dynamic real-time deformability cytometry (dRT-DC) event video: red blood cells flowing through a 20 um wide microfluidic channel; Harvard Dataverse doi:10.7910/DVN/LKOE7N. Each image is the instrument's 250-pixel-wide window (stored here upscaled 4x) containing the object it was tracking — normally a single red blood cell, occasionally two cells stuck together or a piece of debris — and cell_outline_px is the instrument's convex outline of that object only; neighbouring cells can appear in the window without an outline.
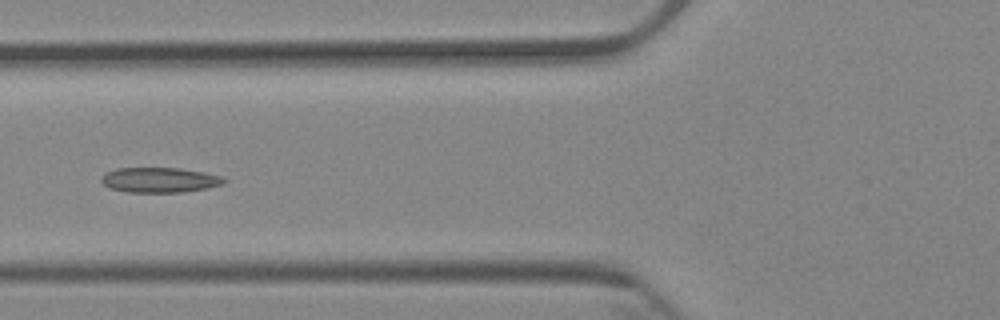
{"species": "Egyptian fruit bat (a non-hibernating species)", "species_latin": "Rousettus aegyptiacus", "temperature_condition": "cold", "stored_images_in_passage": 8, "camera_frame_rate_fps": 3000, "um_per_image_px": 0.085, "animal": {"sex": "female"}, "frame": {"image": 1, "passage_image": 6, "time_ms": 6.667, "image_size_px": [1000, 320], "cell_outline_px": [[228, 180], [220, 184], [208, 188], [184, 192], [128, 192], [108, 188], [100, 180], [100, 176], [116, 168], [180, 168], [204, 172], [220, 176]], "centroid_in_image_um": [13.54, 15.3], "position_along_channel_um": 112.3, "area_um2": 17.92}}
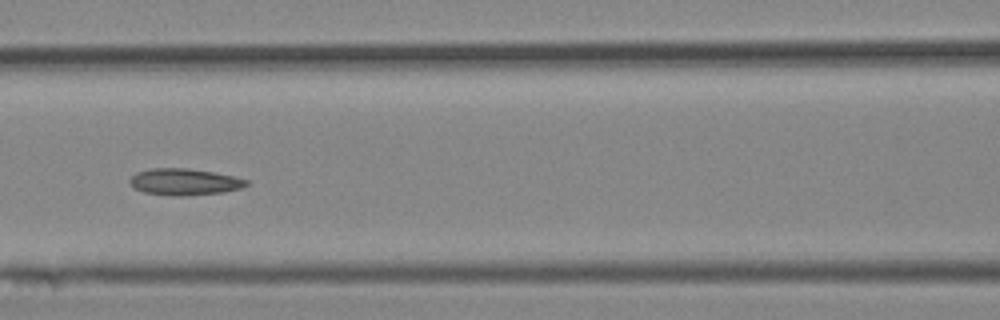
{"frame": {"image": 2, "passage_image": 7, "time_ms": 7.667, "image_size_px": [1000, 320], "cell_outline_px": [[248, 184], [244, 188], [224, 192], [188, 196], [176, 196], [144, 192], [136, 188], [128, 180], [136, 172], [152, 168], [188, 168], [212, 172], [232, 176], [248, 180]], "centroid_in_image_um": [15.7, 15.46], "position_along_channel_um": 150.9, "area_um2": 18.03}}
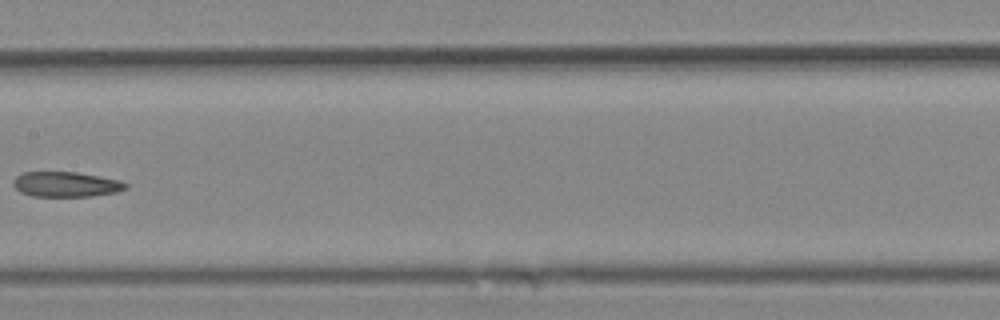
{"frame": {"image": 3, "passage_image": 8, "time_ms": 9.0, "image_size_px": [1000, 320], "cell_outline_px": [[128, 188], [116, 192], [92, 196], [32, 196], [20, 192], [12, 184], [12, 180], [16, 176], [24, 172], [76, 172], [100, 176], [120, 180], [128, 184]], "centroid_in_image_um": [5.61, 15.66], "position_along_channel_um": 201.8, "area_um2": 16.53}}